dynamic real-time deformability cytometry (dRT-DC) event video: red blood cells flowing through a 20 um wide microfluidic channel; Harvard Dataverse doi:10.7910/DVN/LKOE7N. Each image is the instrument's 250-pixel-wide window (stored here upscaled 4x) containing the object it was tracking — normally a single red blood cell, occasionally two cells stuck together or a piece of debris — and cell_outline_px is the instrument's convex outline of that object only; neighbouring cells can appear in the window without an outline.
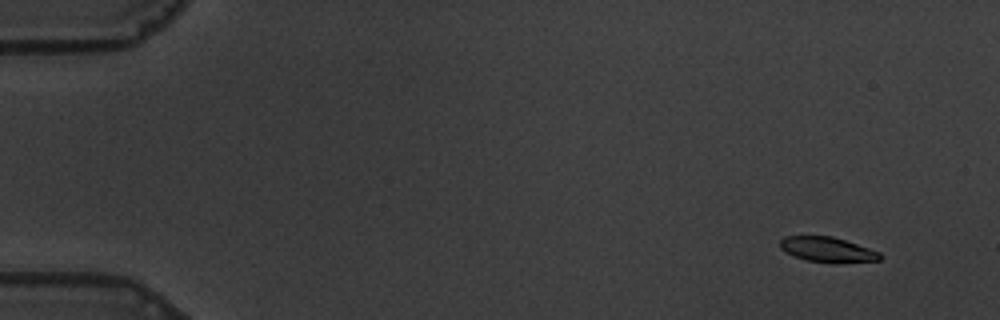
{"species": "common noctule bat (a hibernating species)", "species_latin": "Nyctalus noctula", "temperature_condition": "warm", "stored_images_in_passage": 54, "camera_frame_rate_fps": 3000, "um_per_image_px": 0.085, "animal": {"sex": "male", "body_mass_g": 19.5, "forearm_length_mm": 54.6}, "frame": {"image": 1, "passage_image": 1, "time_ms": 0.0, "image_size_px": [1000, 320], "cell_outline_px": [[884, 256], [880, 260], [836, 264], [804, 260], [784, 252], [780, 248], [780, 240], [784, 236], [832, 236], [880, 252]], "centroid_in_image_um": [70.33, 21.24], "position_along_channel_um": 14.7, "area_um2": 14.85}}
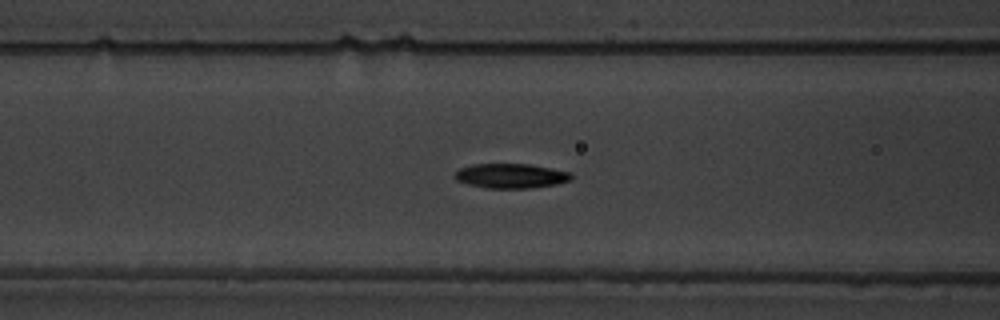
{"frame": {"image": 2, "passage_image": 21, "time_ms": 6.667, "image_size_px": [1000, 320], "cell_outline_px": [[572, 180], [556, 184], [532, 188], [488, 188], [468, 184], [456, 180], [452, 176], [460, 168], [472, 164], [528, 164], [552, 168], [572, 172]], "centroid_in_image_um": [43.44, 14.95], "position_along_channel_um": 123.2, "area_um2": 16.82}}
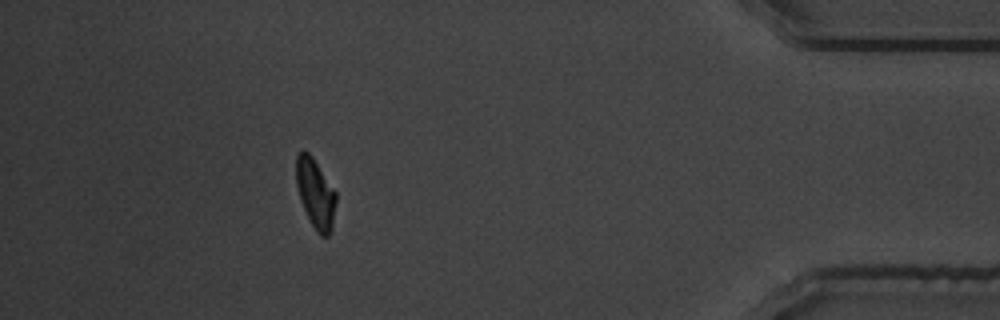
{"frame": {"image": 3, "passage_image": 49, "time_ms": 16.0, "image_size_px": [1000, 320], "cell_outline_px": [[336, 200], [332, 228], [328, 236], [320, 236], [316, 232], [300, 200], [296, 184], [296, 152], [308, 152], [312, 156], [336, 192]], "centroid_in_image_um": [26.81, 16.44], "position_along_channel_um": 408.4, "area_um2": 16.01}, "authors_computed_cell_mechanics": {"area_um2": 16.762, "velocity_mm_per_s": 3.5555, "shape_relaxation_time_tau1_ms": 2.8995, "shape_relaxation_time_tau2_ms": 4.0016, "deformation_change_tau1": 0.1785, "deformation_change_tau2": 0.0961}}